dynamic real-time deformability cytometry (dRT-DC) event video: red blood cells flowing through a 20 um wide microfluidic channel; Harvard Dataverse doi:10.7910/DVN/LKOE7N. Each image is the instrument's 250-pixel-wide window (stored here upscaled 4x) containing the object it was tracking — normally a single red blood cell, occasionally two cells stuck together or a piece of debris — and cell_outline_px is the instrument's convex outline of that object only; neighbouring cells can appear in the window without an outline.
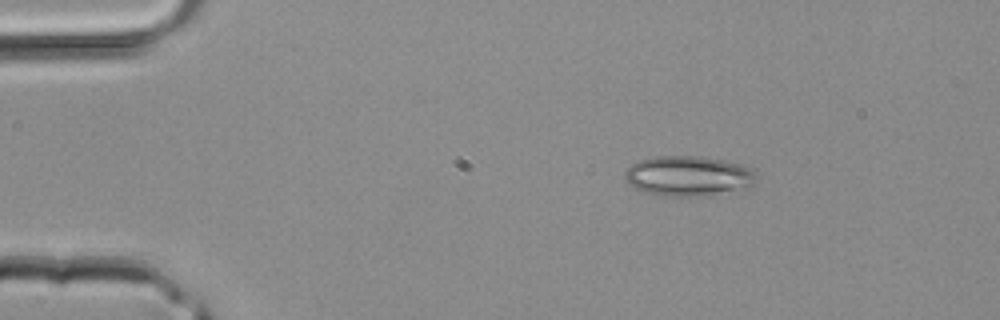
{"species": "common noctule bat (a hibernating species)", "species_latin": "Nyctalus noctula", "temperature_condition": "room temperature", "stored_images_in_passage": 38, "camera_frame_rate_fps": 3000, "um_per_image_px": 0.085, "animal": {"sex": "male", "body_mass_g": 20.4}, "frame": {"image": 1, "passage_image": 6, "time_ms": 1.667, "image_size_px": [1000, 320], "cell_outline_px": [[756, 180], [748, 188], [692, 196], [664, 196], [644, 192], [628, 184], [624, 180], [624, 172], [632, 164], [640, 160], [656, 156], [700, 156], [748, 164], [756, 172]], "centroid_in_image_um": [58.52, 14.93], "position_along_channel_um": 26.5, "area_um2": 30.87}}
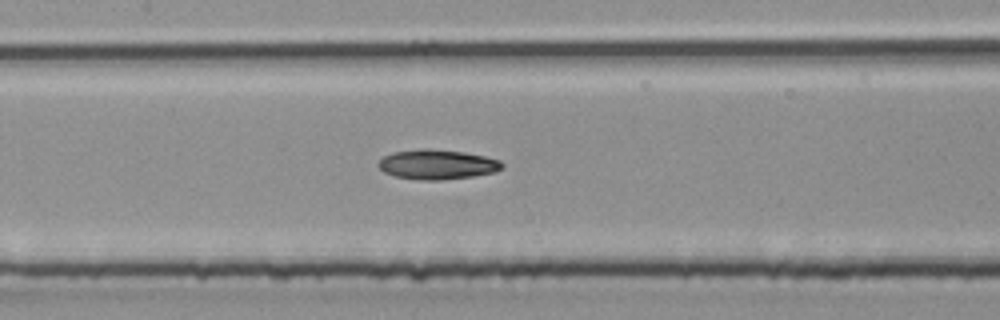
{"frame": {"image": 2, "passage_image": 18, "time_ms": 5.667, "image_size_px": [1000, 320], "cell_outline_px": [[504, 168], [496, 172], [472, 176], [440, 180], [420, 180], [392, 176], [384, 172], [376, 164], [384, 156], [392, 152], [424, 148], [428, 148], [464, 152], [484, 156], [500, 160], [504, 164]], "centroid_in_image_um": [37.16, 13.98], "position_along_channel_um": 170.2, "area_um2": 21.62}}
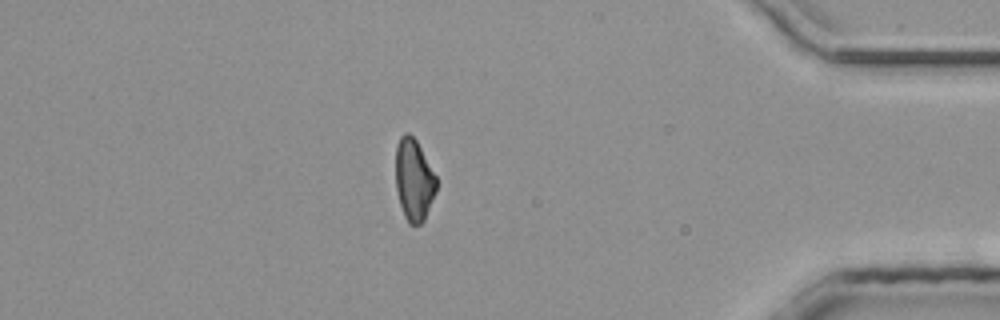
{"frame": {"image": 3, "passage_image": 33, "time_ms": 10.667, "image_size_px": [1000, 320], "cell_outline_px": [[436, 192], [424, 220], [420, 224], [408, 224], [404, 216], [400, 204], [396, 188], [396, 144], [400, 136], [404, 132], [408, 132], [416, 140], [436, 176]], "centroid_in_image_um": [35.17, 15.28], "position_along_channel_um": 400.0, "area_um2": 19.36}}